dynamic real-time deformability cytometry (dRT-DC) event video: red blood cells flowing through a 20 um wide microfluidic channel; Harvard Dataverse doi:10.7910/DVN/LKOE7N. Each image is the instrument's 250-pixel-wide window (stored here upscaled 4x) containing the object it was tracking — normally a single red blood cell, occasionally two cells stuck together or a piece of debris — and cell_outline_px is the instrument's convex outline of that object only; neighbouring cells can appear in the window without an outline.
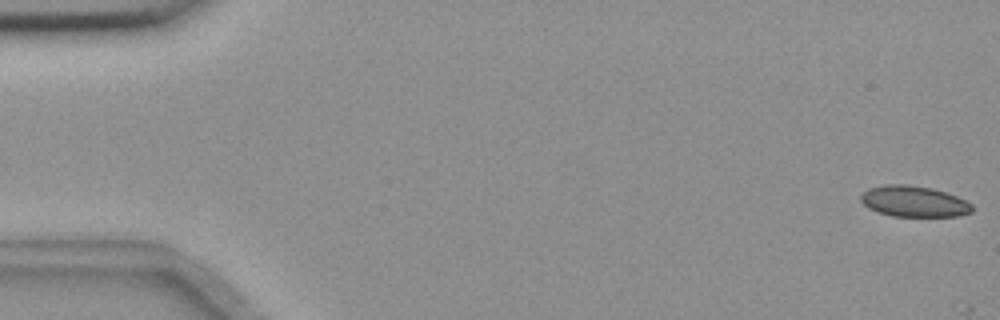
{"species": "common noctule bat (a hibernating species)", "species_latin": "Nyctalus noctula", "temperature_condition": "room temperature", "stored_images_in_passage": 5, "camera_frame_rate_fps": 3000, "um_per_image_px": 0.085, "animal": {"sex": "female", "body_mass_g": 18.4}, "frame": {"image": 1, "passage_image": 1, "time_ms": 0.0, "image_size_px": [1000, 320], "cell_outline_px": [[972, 212], [956, 216], [892, 216], [868, 208], [860, 200], [860, 196], [868, 188], [884, 184], [908, 184], [932, 188], [956, 196], [972, 204]], "centroid_in_image_um": [77.66, 17.11], "position_along_channel_um": 7.3, "area_um2": 20.0}}